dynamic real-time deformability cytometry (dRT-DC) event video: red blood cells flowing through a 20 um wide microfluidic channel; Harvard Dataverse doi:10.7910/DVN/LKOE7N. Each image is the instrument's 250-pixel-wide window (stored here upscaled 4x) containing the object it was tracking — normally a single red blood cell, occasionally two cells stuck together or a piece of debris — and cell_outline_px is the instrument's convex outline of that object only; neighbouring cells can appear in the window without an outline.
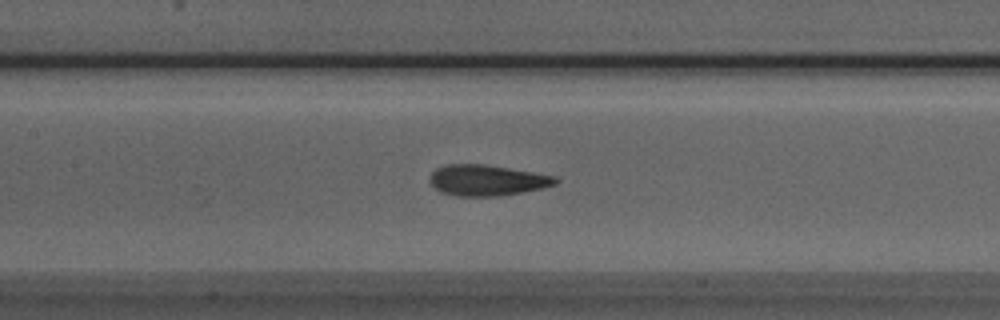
{"species": "Egyptian fruit bat (a non-hibernating species)", "species_latin": "Rousettus aegyptiacus", "temperature_condition": "room temperature", "stored_images_in_passage": 42, "camera_frame_rate_fps": 3000, "um_per_image_px": 0.085, "animal": {"sex": "male"}, "frame": {"image": 1, "passage_image": 23, "time_ms": 7.333, "image_size_px": [1000, 320], "cell_outline_px": [[560, 180], [556, 184], [544, 188], [500, 196], [456, 196], [440, 192], [428, 180], [432, 172], [436, 168], [448, 164], [484, 164], [556, 176]], "centroid_in_image_um": [41.4, 15.33], "position_along_channel_um": 166.0, "area_um2": 22.66}}
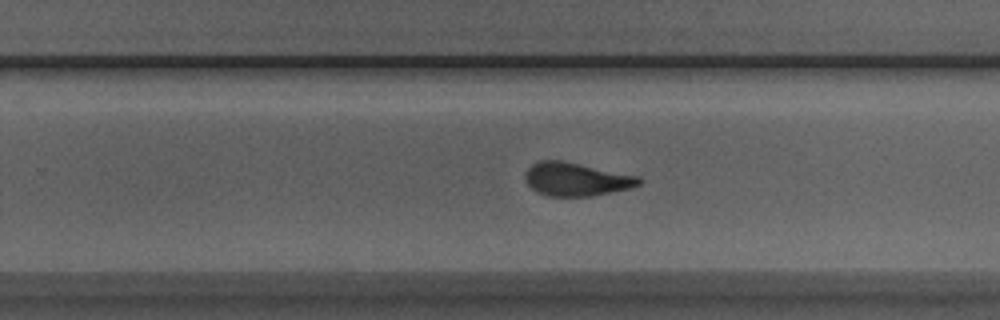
{"frame": {"image": 2, "passage_image": 32, "time_ms": 10.333, "image_size_px": [1000, 320], "cell_outline_px": [[644, 180], [640, 184], [632, 188], [592, 196], [548, 196], [536, 192], [528, 184], [524, 176], [524, 172], [532, 164], [540, 160], [564, 160], [640, 176]], "centroid_in_image_um": [49.01, 15.23], "position_along_channel_um": 280.8, "area_um2": 22.48}}
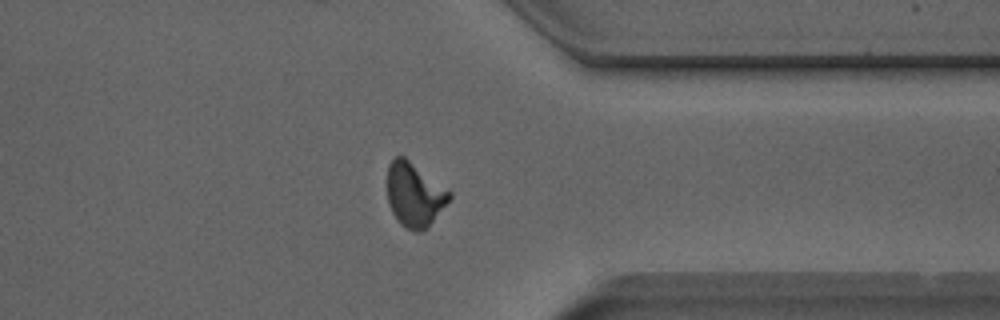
{"frame": {"image": 3, "passage_image": 40, "time_ms": 13.0, "image_size_px": [1000, 320], "cell_outline_px": [[452, 196], [428, 228], [420, 232], [416, 232], [404, 228], [400, 224], [392, 212], [388, 204], [388, 164], [396, 156], [404, 156], [452, 192]], "centroid_in_image_um": [35.23, 16.57], "position_along_channel_um": 376.2, "area_um2": 23.24}}